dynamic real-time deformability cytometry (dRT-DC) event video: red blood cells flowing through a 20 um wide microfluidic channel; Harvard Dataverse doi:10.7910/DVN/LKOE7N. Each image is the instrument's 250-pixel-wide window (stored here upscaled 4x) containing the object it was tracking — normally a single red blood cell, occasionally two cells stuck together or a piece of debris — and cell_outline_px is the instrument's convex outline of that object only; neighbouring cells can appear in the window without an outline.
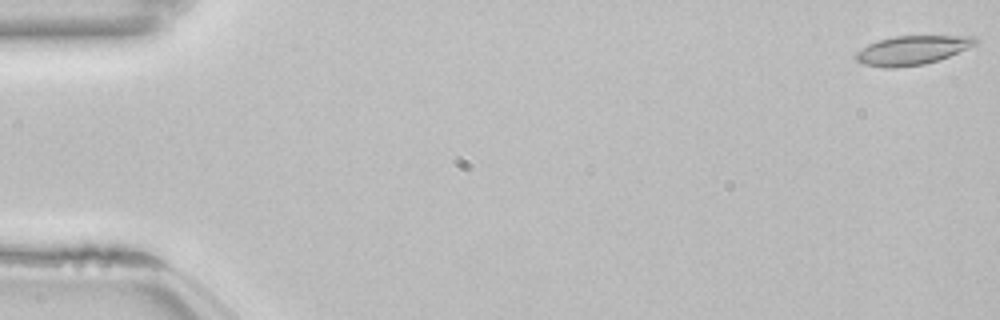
{"species": "common noctule bat (a hibernating species)", "species_latin": "Nyctalus noctula", "temperature_condition": "room temperature", "stored_images_in_passage": 49, "camera_frame_rate_fps": 3000, "um_per_image_px": 0.085, "animal": {"sex": "female", "body_mass_g": 22.7, "forearm_length_mm": 54.2}, "frame": {"image": 1, "passage_image": 1, "time_ms": 0.0, "image_size_px": [1000, 320], "cell_outline_px": [[980, 40], [976, 44], [968, 48], [948, 56], [924, 64], [896, 68], [884, 68], [864, 64], [856, 60], [856, 52], [868, 44], [880, 40], [896, 36], [976, 36]], "centroid_in_image_um": [77.54, 4.27], "position_along_channel_um": 7.5, "area_um2": 20.06}}
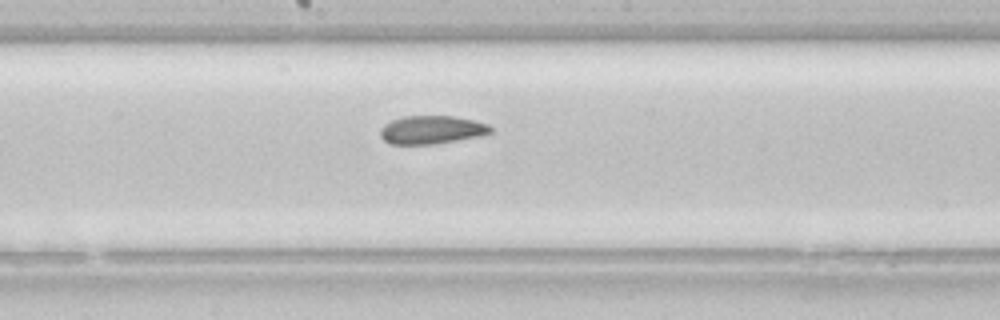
{"frame": {"image": 2, "passage_image": 29, "time_ms": 9.333, "image_size_px": [1000, 320], "cell_outline_px": [[492, 132], [480, 136], [436, 144], [388, 144], [380, 136], [380, 128], [384, 124], [392, 120], [404, 116], [452, 116], [472, 120], [488, 124], [492, 128]], "centroid_in_image_um": [36.67, 11.04], "position_along_channel_um": 211.5, "area_um2": 18.21}}
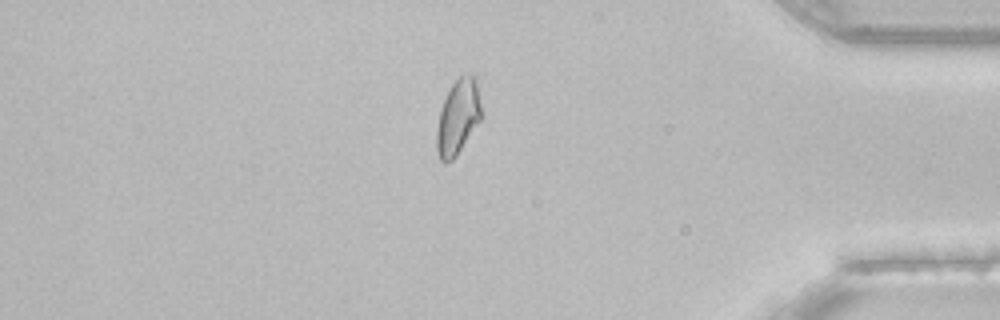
{"frame": {"image": 3, "passage_image": 46, "time_ms": 15.0, "image_size_px": [1000, 320], "cell_outline_px": [[480, 120], [456, 156], [452, 160], [444, 164], [440, 160], [436, 148], [436, 132], [440, 108], [452, 84], [460, 76], [468, 72], [476, 76], [480, 104]], "centroid_in_image_um": [38.9, 9.94], "position_along_channel_um": 396.3, "area_um2": 19.42}, "authors_computed_cell_mechanics": {"area_um2": 19.363, "velocity_mm_per_s": 3.8445, "shape_relaxation_time_tau1_ms": null, "shape_relaxation_time_tau2_ms": 3.3851, "deformation_change_tau1": null, "deformation_change_tau2": 0.0879}}